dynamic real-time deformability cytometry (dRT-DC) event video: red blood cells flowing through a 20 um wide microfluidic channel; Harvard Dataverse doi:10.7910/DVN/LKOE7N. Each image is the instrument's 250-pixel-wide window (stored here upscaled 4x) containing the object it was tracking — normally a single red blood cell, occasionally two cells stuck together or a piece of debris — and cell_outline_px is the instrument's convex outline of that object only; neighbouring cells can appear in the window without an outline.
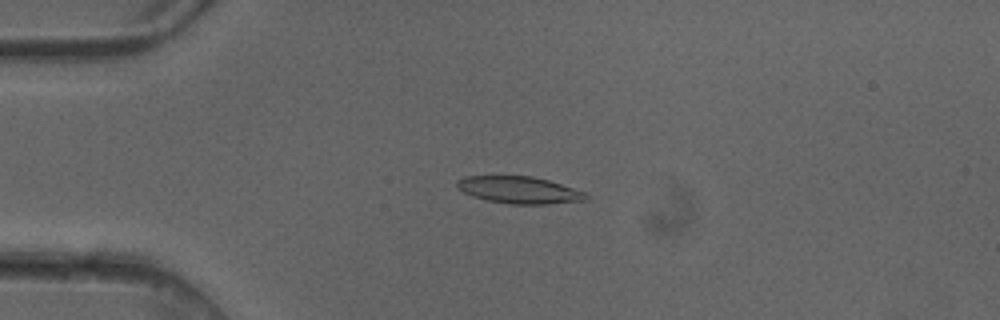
{"species": "common noctule bat (a hibernating species)", "species_latin": "Nyctalus noctula", "temperature_condition": "cold", "stored_images_in_passage": 4, "camera_frame_rate_fps": 3000, "um_per_image_px": 0.085, "animal": {"sex": "female"}, "frame": {"image": 1, "passage_image": 3, "time_ms": 0.667, "image_size_px": [1000, 320], "cell_outline_px": [[588, 200], [548, 204], [508, 204], [488, 200], [472, 196], [456, 188], [456, 180], [464, 176], [532, 176], [548, 180], [584, 192], [588, 196]], "centroid_in_image_um": [44.09, 16.15], "position_along_channel_um": 40.9, "area_um2": 20.29}}